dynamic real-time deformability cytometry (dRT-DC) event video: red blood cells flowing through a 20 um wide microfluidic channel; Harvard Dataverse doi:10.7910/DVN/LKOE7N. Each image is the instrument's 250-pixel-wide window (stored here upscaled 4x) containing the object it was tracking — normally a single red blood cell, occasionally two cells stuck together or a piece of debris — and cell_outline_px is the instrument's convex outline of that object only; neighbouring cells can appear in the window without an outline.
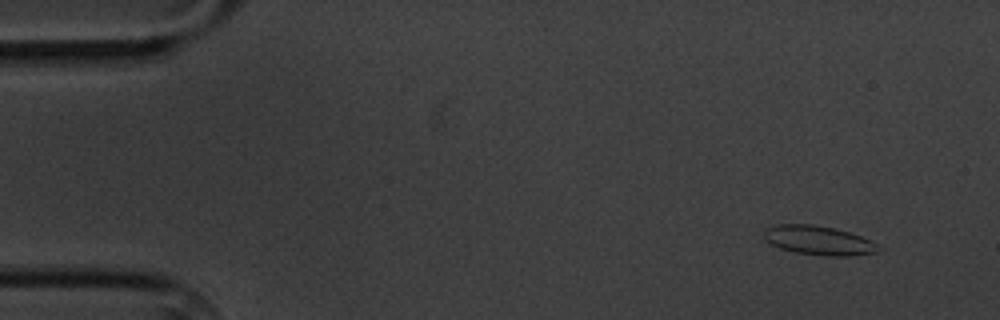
{"species": "common noctule bat (a hibernating species)", "species_latin": "Nyctalus noctula", "temperature_condition": "cold", "stored_images_in_passage": 9, "camera_frame_rate_fps": 3000, "um_per_image_px": 0.085, "animal": {"sex": "male", "body_mass_g": 20.1, "forearm_length_mm": 53.5}, "frame": {"image": 1, "passage_image": 1, "time_ms": 0.0, "image_size_px": [1000, 320], "cell_outline_px": [[884, 248], [876, 252], [852, 256], [824, 256], [796, 252], [780, 248], [772, 244], [764, 236], [764, 228], [780, 224], [812, 224], [836, 228], [860, 236]], "centroid_in_image_um": [69.6, 20.43], "position_along_channel_um": 15.4, "area_um2": 19.36}}
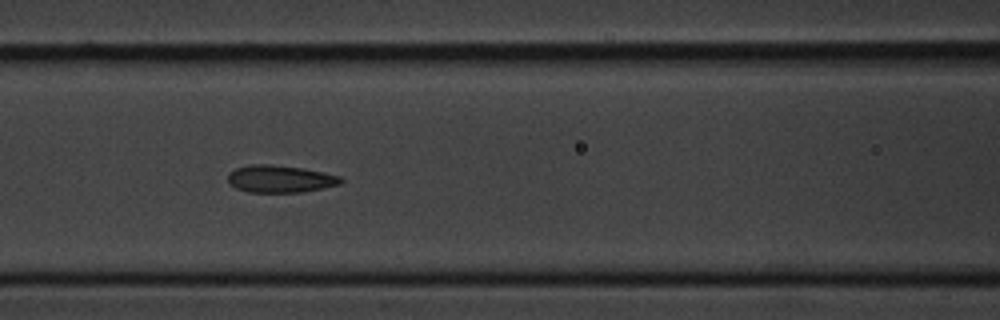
{"frame": {"image": 2, "passage_image": 7, "time_ms": 6.667, "image_size_px": [1000, 320], "cell_outline_px": [[344, 180], [340, 184], [300, 192], [248, 192], [236, 188], [228, 184], [228, 172], [236, 168], [248, 164], [272, 164], [304, 168], [324, 172], [340, 176]], "centroid_in_image_um": [23.77, 15.19], "position_along_channel_um": 142.8, "area_um2": 18.09}}
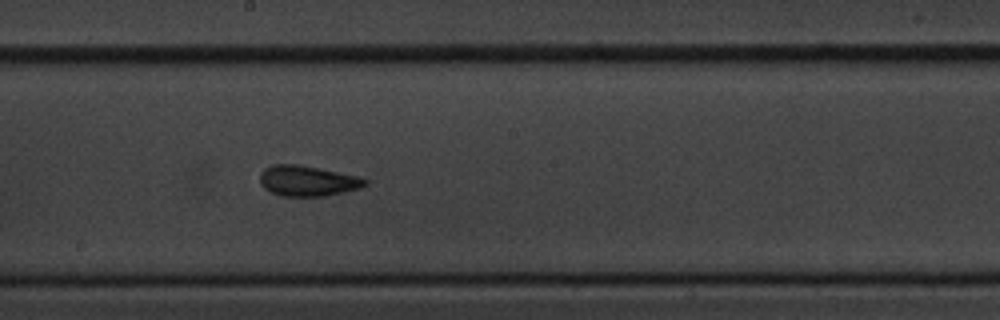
{"frame": {"image": 3, "passage_image": 9, "time_ms": 9.0, "image_size_px": [1000, 320], "cell_outline_px": [[368, 184], [360, 188], [324, 196], [280, 196], [264, 188], [260, 184], [260, 172], [264, 168], [272, 164], [300, 164], [320, 168], [356, 176], [368, 180]], "centroid_in_image_um": [26.11, 15.36], "position_along_channel_um": 222.1, "area_um2": 18.73}}